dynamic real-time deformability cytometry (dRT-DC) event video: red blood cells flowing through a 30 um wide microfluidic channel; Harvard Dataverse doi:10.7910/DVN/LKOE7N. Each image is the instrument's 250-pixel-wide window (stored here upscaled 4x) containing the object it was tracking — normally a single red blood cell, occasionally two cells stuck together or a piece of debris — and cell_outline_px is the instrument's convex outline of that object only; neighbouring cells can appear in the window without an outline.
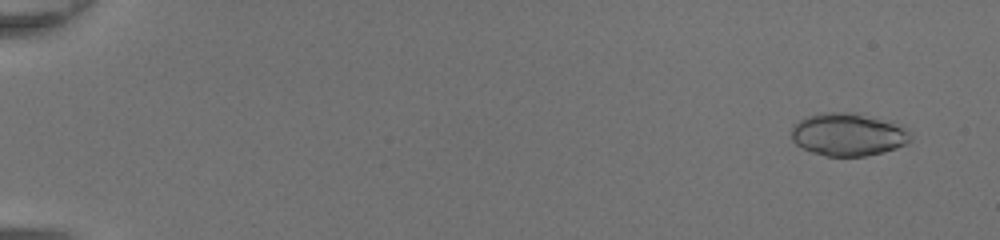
{"species": "common noctule bat (a hibernating species)", "species_latin": "Nyctalus noctula", "temperature_condition": "room temperature", "stored_images_in_passage": 50, "camera_frame_rate_fps": 3000, "um_per_image_px": 0.085, "animal": {"sex": "female", "body_mass_g": 20.0, "forearm_length_mm": 54.0}, "frame": {"image": 1, "passage_image": 4, "time_ms": 1.0, "image_size_px": [1000, 240], "cell_outline_px": [[912, 140], [908, 144], [884, 152], [864, 156], [828, 156], [812, 152], [796, 144], [792, 140], [792, 124], [808, 116], [820, 112], [860, 112], [892, 124], [912, 132]], "centroid_in_image_um": [72.08, 11.43], "position_along_channel_um": 12.9, "area_um2": 29.71}}
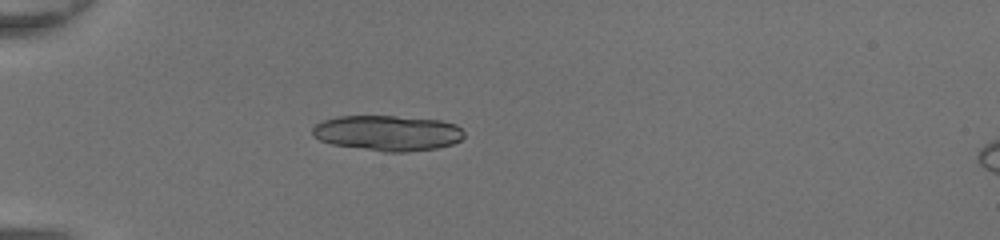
{"frame": {"image": 2, "passage_image": 17, "time_ms": 5.333, "image_size_px": [1000, 240], "cell_outline_px": [[464, 136], [460, 140], [452, 144], [436, 148], [404, 152], [384, 152], [332, 144], [320, 140], [312, 136], [312, 128], [316, 124], [324, 120], [336, 116], [396, 116], [440, 120], [456, 124], [464, 132]], "centroid_in_image_um": [32.94, 11.3], "position_along_channel_um": 52.1, "area_um2": 31.39}}